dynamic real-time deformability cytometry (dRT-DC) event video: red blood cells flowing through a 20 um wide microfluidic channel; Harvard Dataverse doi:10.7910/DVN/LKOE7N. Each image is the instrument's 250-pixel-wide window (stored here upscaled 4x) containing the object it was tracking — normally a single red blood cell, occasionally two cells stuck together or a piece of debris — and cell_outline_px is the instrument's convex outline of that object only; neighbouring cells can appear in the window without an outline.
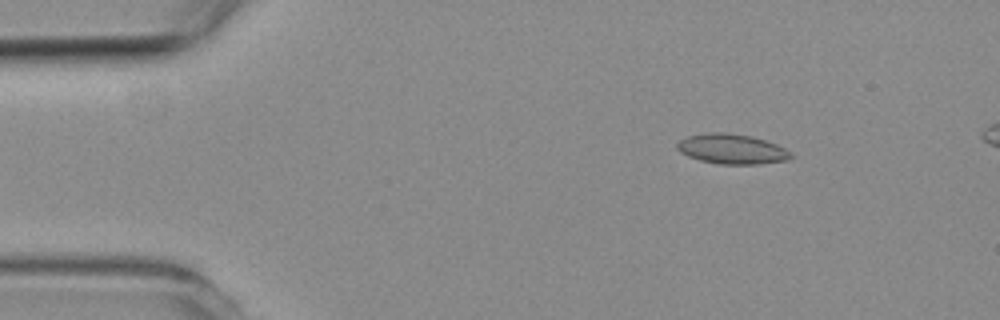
{"species": "common noctule bat (a hibernating species)", "species_latin": "Nyctalus noctula", "temperature_condition": "room temperature", "stored_images_in_passage": 6, "camera_frame_rate_fps": 3000, "um_per_image_px": 0.085, "animal": {"sex": "female", "body_mass_g": 19.3, "forearm_length_mm": 54.1}, "frame": {"image": 1, "passage_image": 3, "time_ms": 2.0, "image_size_px": [1000, 320], "cell_outline_px": [[792, 156], [788, 160], [756, 164], [720, 164], [700, 160], [688, 156], [680, 152], [676, 148], [676, 144], [680, 140], [688, 136], [704, 132], [724, 132], [752, 136], [776, 144], [792, 152]], "centroid_in_image_um": [62.19, 12.66], "position_along_channel_um": 22.8, "area_um2": 19.88}}